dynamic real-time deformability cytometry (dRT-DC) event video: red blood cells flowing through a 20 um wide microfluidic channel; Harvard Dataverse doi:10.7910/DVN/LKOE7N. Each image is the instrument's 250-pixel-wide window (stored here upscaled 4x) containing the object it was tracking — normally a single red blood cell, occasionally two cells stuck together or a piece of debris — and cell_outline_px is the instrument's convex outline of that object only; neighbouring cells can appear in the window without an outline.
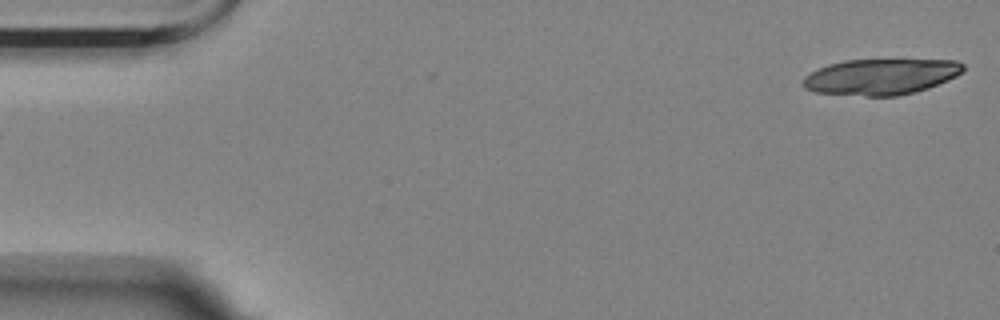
{"species": "Egyptian fruit bat (a non-hibernating species)", "species_latin": "Rousettus aegyptiacus", "temperature_condition": "room temperature", "stored_images_in_passage": 6, "segment_of_instrument_passage": [2, 2], "camera_frame_rate_fps": 3000, "um_per_image_px": 0.085, "animal": {"sex": "female"}, "frame": {"image": 1, "passage_image": 6, "time_ms": 5.667, "image_size_px": [1000, 320], "cell_outline_px": [[964, 68], [956, 76], [948, 80], [928, 88], [896, 96], [864, 96], [816, 92], [804, 88], [804, 76], [828, 64], [844, 60], [956, 60], [964, 64]], "centroid_in_image_um": [74.88, 6.52], "position_along_channel_um": 10.1, "area_um2": 33.23}}